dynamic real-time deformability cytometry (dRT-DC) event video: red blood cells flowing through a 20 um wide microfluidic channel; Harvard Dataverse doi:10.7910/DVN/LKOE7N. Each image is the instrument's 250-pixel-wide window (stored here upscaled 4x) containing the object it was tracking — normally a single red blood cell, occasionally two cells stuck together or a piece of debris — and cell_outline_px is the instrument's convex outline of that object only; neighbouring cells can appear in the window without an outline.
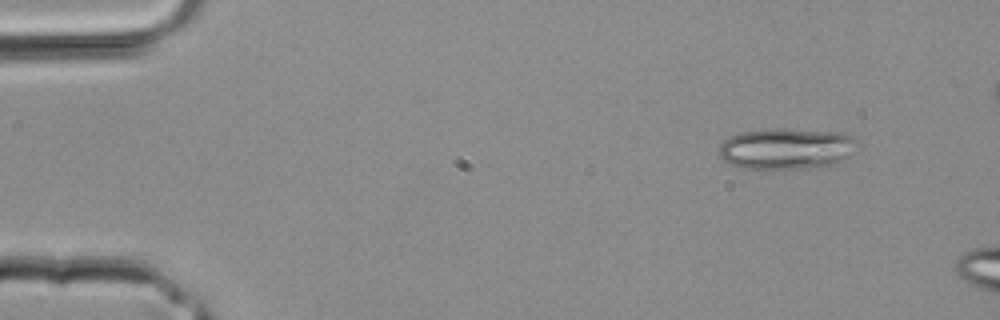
{"species": "common noctule bat (a hibernating species)", "species_latin": "Nyctalus noctula", "temperature_condition": "room temperature", "stored_images_in_passage": 4, "camera_frame_rate_fps": 3000, "um_per_image_px": 0.085, "animal": {"sex": "male", "body_mass_g": 20.4}, "frame": {"image": 1, "passage_image": 1, "time_ms": 0.0, "image_size_px": [1000, 320], "cell_outline_px": [[856, 152], [852, 156], [828, 164], [808, 168], [740, 168], [724, 160], [720, 156], [720, 144], [724, 140], [740, 132], [764, 128], [788, 128], [844, 132], [852, 136]], "centroid_in_image_um": [66.84, 12.6], "position_along_channel_um": 18.2, "area_um2": 33.18}}